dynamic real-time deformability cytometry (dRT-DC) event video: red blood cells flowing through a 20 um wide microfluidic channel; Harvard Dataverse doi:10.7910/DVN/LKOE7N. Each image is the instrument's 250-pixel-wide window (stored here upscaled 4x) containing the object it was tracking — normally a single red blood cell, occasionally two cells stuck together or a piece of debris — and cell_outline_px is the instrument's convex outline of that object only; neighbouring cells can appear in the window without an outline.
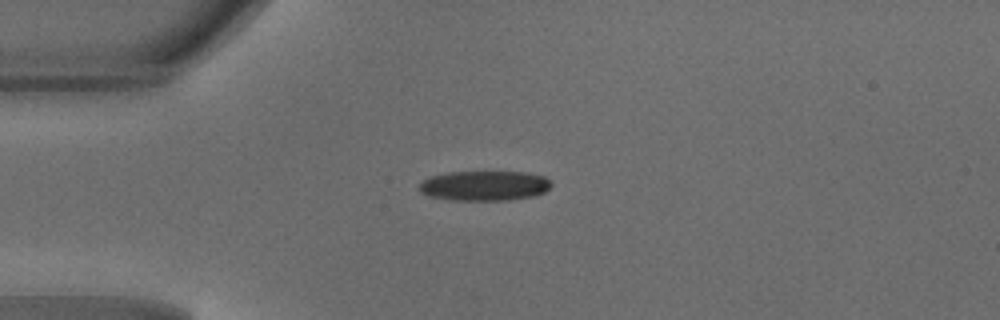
{"species": "common noctule bat (a hibernating species)", "species_latin": "Nyctalus noctula", "temperature_condition": "warm", "stored_images_in_passage": 37, "camera_frame_rate_fps": 3000, "um_per_image_px": 0.085, "animal": {"sex": "male", "body_mass_g": 18.8}, "frame": {"image": 1, "passage_image": 1, "time_ms": 0.0, "image_size_px": [1000, 320], "cell_outline_px": [[552, 184], [544, 192], [532, 196], [508, 200], [448, 200], [428, 196], [420, 192], [420, 184], [428, 176], [448, 172], [528, 172], [544, 176]], "centroid_in_image_um": [41.15, 15.78], "position_along_channel_um": 43.9, "area_um2": 23.06}}
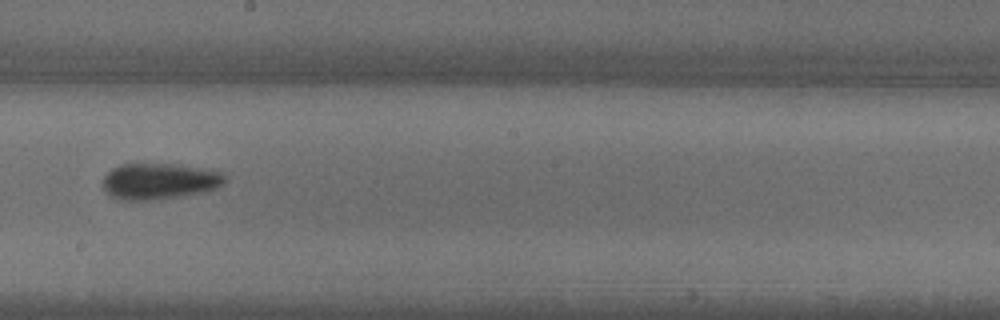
{"frame": {"image": 2, "passage_image": 16, "time_ms": 5.0, "image_size_px": [1000, 320], "cell_outline_px": [[224, 184], [208, 192], [180, 196], [148, 200], [120, 200], [112, 196], [104, 188], [104, 176], [112, 168], [120, 164], [172, 164], [208, 168], [224, 172]], "centroid_in_image_um": [13.6, 15.39], "position_along_channel_um": 234.6, "area_um2": 25.78}}
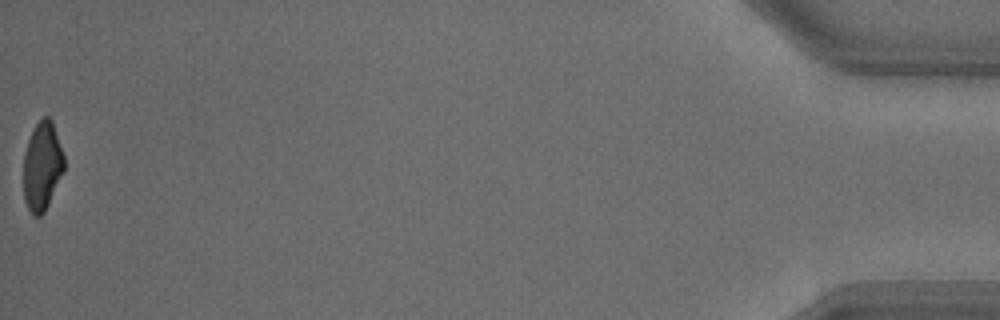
{"frame": {"image": 3, "passage_image": 37, "time_ms": 12.0, "image_size_px": [1000, 320], "cell_outline_px": [[64, 172], [44, 212], [40, 216], [32, 216], [24, 200], [24, 152], [28, 140], [36, 124], [44, 116], [48, 116], [52, 120], [64, 156]], "centroid_in_image_um": [3.59, 14.14], "position_along_channel_um": 431.6, "area_um2": 20.92}, "authors_computed_cell_mechanics": {"area_um2": 23.7558, "velocity_mm_per_s": 4.2086, "shape_relaxation_time_tau1_ms": 4.4134, "shape_relaxation_time_tau2_ms": 3.6722, "deformation_change_tau1": 0.168, "deformation_change_tau2": 0.1139}}